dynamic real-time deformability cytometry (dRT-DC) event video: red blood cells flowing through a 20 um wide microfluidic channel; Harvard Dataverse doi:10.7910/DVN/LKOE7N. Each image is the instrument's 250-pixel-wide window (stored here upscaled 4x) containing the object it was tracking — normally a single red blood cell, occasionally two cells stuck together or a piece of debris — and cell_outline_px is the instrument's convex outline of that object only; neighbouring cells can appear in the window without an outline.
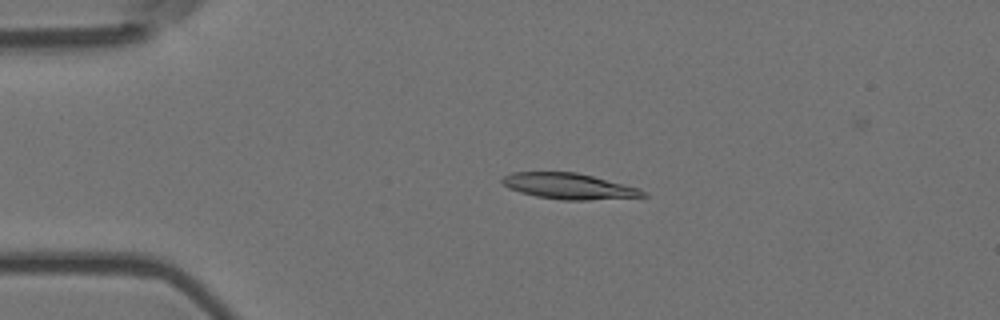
{"species": "Egyptian fruit bat (a non-hibernating species)", "species_latin": "Rousettus aegyptiacus", "temperature_condition": "room temperature", "stored_images_in_passage": 55, "camera_frame_rate_fps": 3000, "um_per_image_px": 0.085, "animal": {"sex": "female"}, "frame": {"image": 1, "passage_image": 12, "time_ms": 3.667, "image_size_px": [1000, 320], "cell_outline_px": [[648, 196], [588, 200], [564, 200], [536, 196], [520, 192], [508, 188], [500, 180], [504, 176], [512, 172], [576, 172], [592, 176], [636, 188], [648, 192]], "centroid_in_image_um": [48.32, 15.83], "position_along_channel_um": 36.7, "area_um2": 20.92}}
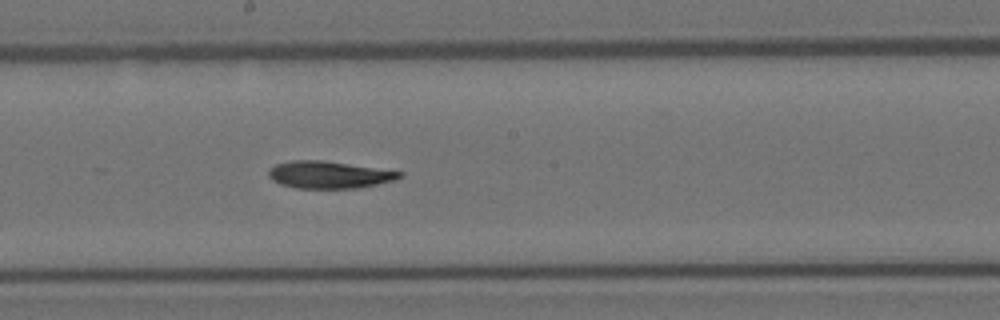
{"frame": {"image": 2, "passage_image": 30, "time_ms": 9.667, "image_size_px": [1000, 320], "cell_outline_px": [[404, 172], [396, 180], [356, 188], [296, 188], [280, 184], [272, 180], [268, 176], [268, 168], [276, 164], [292, 160], [320, 160]], "centroid_in_image_um": [27.91, 14.85], "position_along_channel_um": 220.3, "area_um2": 20.58}}
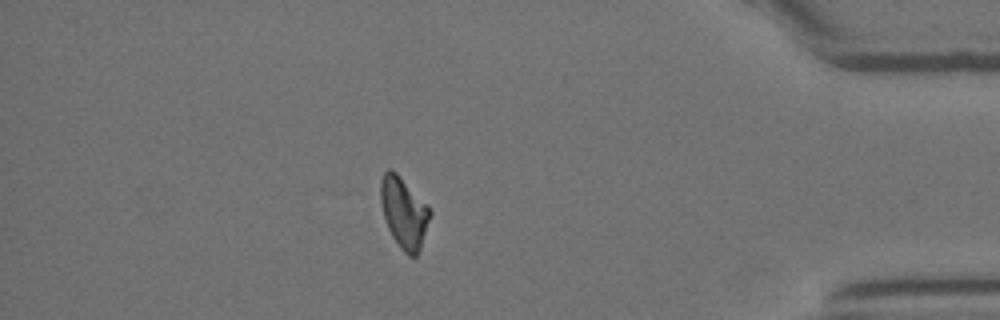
{"frame": {"image": 3, "passage_image": 48, "time_ms": 15.667, "image_size_px": [1000, 320], "cell_outline_px": [[432, 212], [420, 248], [416, 256], [408, 256], [400, 248], [392, 236], [388, 228], [384, 216], [380, 200], [380, 180], [384, 172], [388, 168], [392, 168], [428, 204]], "centroid_in_image_um": [34.33, 18.04], "position_along_channel_um": 400.9, "area_um2": 20.46}, "authors_computed_cell_mechanics": {"area_um2": 20.9236, "velocity_mm_per_s": 3.6731, "shape_relaxation_time_tau1_ms": 8.6107, "shape_relaxation_time_tau2_ms": null, "deformation_change_tau1": 0.218, "deformation_change_tau2": null}}